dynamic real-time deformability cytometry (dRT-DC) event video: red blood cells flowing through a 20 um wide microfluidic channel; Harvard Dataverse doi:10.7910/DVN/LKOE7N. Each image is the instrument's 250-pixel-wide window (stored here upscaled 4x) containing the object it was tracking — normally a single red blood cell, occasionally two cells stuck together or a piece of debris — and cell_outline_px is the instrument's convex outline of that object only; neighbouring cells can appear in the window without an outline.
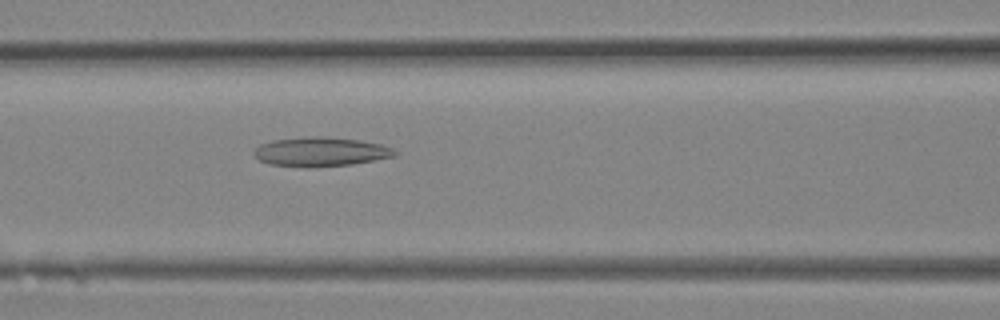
{"species": "Egyptian fruit bat (a non-hibernating species)", "species_latin": "Rousettus aegyptiacus", "temperature_condition": "room temperature", "stored_images_in_passage": 13, "camera_frame_rate_fps": 3000, "um_per_image_px": 0.085, "animal": {"sex": "female"}, "frame": {"image": 1, "passage_image": 13, "time_ms": 4.0, "image_size_px": [1000, 320], "cell_outline_px": [[400, 152], [396, 156], [352, 164], [312, 168], [308, 168], [268, 164], [260, 160], [252, 152], [260, 144], [272, 140], [308, 136], [324, 136], [360, 140], [380, 144], [392, 148]], "centroid_in_image_um": [27.26, 12.9], "position_along_channel_um": 139.3, "area_um2": 24.28}}